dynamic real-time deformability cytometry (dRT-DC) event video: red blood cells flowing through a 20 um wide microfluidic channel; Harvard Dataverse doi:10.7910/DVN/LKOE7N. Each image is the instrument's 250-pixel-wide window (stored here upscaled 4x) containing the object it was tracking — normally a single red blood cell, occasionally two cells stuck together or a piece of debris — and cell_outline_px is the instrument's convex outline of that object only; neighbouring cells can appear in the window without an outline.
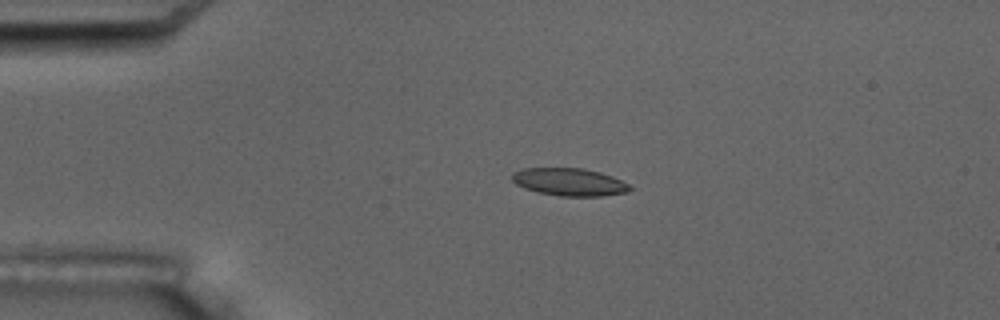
{"species": "common noctule bat (a hibernating species)", "species_latin": "Nyctalus noctula", "temperature_condition": "room temperature", "stored_images_in_passage": 7, "camera_frame_rate_fps": 3000, "um_per_image_px": 0.085, "animal": {"sex": "male", "body_mass_g": 17.5, "forearm_length_mm": 52.3}, "frame": {"image": 1, "passage_image": 4, "time_ms": 3.667, "image_size_px": [1000, 320], "cell_outline_px": [[632, 188], [628, 192], [604, 196], [560, 196], [536, 192], [524, 188], [516, 184], [512, 180], [512, 172], [524, 168], [584, 168], [600, 172], [612, 176], [628, 184]], "centroid_in_image_um": [48.39, 15.47], "position_along_channel_um": 36.6, "area_um2": 19.07}}